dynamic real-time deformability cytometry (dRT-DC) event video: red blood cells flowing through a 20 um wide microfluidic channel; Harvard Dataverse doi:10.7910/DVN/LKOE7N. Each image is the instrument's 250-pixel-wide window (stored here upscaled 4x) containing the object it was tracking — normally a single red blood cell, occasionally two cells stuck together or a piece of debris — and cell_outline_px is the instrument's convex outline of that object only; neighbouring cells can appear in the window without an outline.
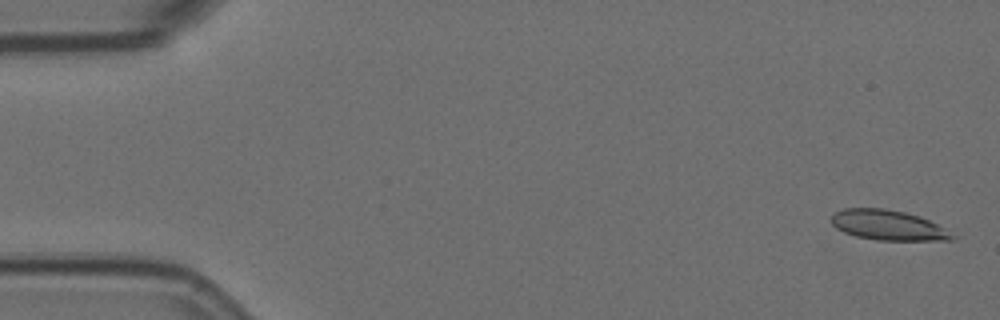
{"species": "Egyptian fruit bat (a non-hibernating species)", "species_latin": "Rousettus aegyptiacus", "temperature_condition": "room temperature", "stored_images_in_passage": 6, "camera_frame_rate_fps": 3000, "um_per_image_px": 0.085, "animal": {"sex": "female"}, "frame": {"image": 1, "passage_image": 1, "time_ms": 0.0, "image_size_px": [1000, 320], "cell_outline_px": [[960, 236], [956, 240], [876, 240], [856, 236], [844, 232], [836, 228], [832, 224], [832, 212], [844, 208], [884, 208], [904, 212], [920, 216]], "centroid_in_image_um": [75.52, 19.14], "position_along_channel_um": 9.5, "area_um2": 21.39}}
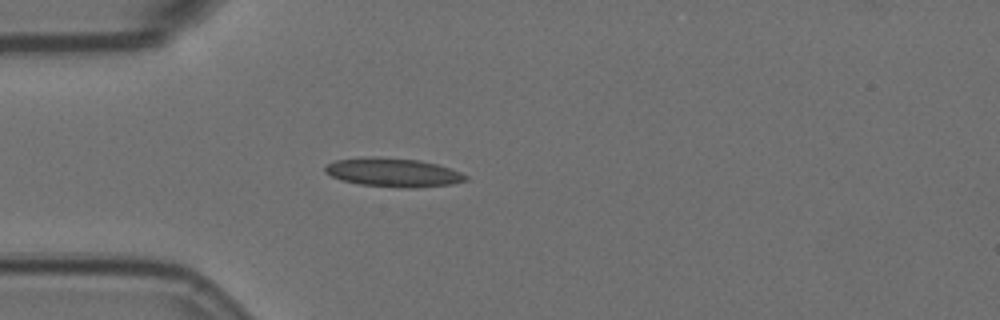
{"frame": {"image": 2, "passage_image": 5, "time_ms": 1.333, "image_size_px": [1000, 320], "cell_outline_px": [[468, 180], [452, 184], [416, 188], [400, 188], [360, 184], [340, 180], [324, 172], [324, 164], [336, 160], [372, 156], [420, 160], [436, 164], [460, 172], [468, 176]], "centroid_in_image_um": [33.39, 14.66], "position_along_channel_um": 51.6, "area_um2": 23.7}}